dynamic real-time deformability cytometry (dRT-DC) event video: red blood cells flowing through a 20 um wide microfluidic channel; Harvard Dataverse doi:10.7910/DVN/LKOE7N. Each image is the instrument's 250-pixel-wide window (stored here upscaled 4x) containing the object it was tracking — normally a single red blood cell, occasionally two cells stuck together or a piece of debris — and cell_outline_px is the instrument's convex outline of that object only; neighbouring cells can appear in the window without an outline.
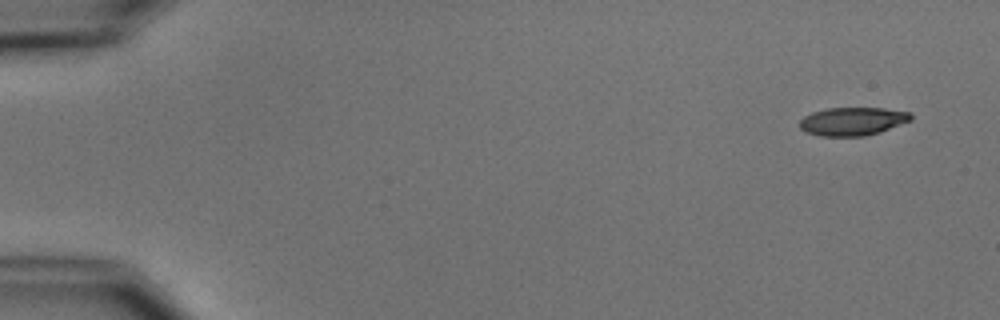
{"species": "common noctule bat (a hibernating species)", "species_latin": "Nyctalus noctula", "temperature_condition": "cold", "stored_images_in_passage": 4, "camera_frame_rate_fps": 3000, "um_per_image_px": 0.085, "animal": {"sex": "male", "body_mass_g": 15.6}, "frame": {"image": 1, "passage_image": 1, "time_ms": 0.0, "image_size_px": [1000, 320], "cell_outline_px": [[912, 120], [880, 132], [864, 136], [820, 136], [808, 132], [800, 128], [800, 120], [804, 116], [812, 112], [828, 108], [884, 108], [912, 112]], "centroid_in_image_um": [72.5, 10.31], "position_along_channel_um": 12.5, "area_um2": 18.32}}
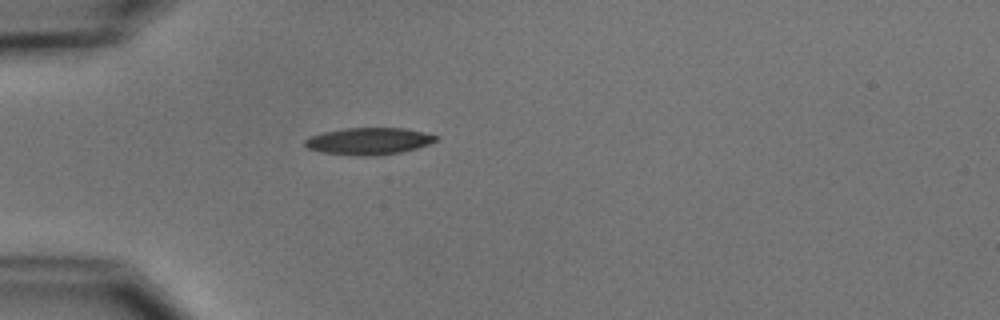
{"frame": {"image": 2, "passage_image": 4, "time_ms": 4.333, "image_size_px": [1000, 320], "cell_outline_px": [[440, 136], [436, 140], [428, 144], [416, 148], [400, 152], [380, 156], [356, 156], [320, 152], [308, 148], [304, 144], [304, 140], [312, 136], [324, 132], [344, 128], [404, 128], [424, 132]], "centroid_in_image_um": [31.35, 12.0], "position_along_channel_um": 53.7, "area_um2": 20.63}}